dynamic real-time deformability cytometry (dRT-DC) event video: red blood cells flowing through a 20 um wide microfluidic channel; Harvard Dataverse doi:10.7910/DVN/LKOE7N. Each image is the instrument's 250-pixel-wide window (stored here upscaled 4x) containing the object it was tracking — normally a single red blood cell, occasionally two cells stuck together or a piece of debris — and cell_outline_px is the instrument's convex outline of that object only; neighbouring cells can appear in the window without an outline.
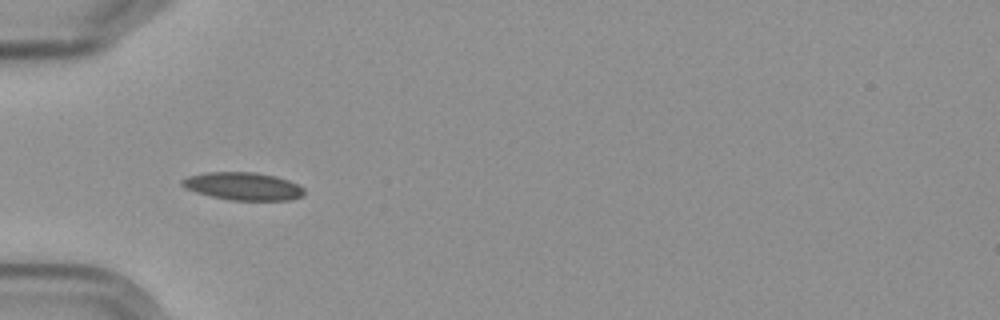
{"species": "Egyptian fruit bat (a non-hibernating species)", "species_latin": "Rousettus aegyptiacus", "temperature_condition": "cold", "stored_images_in_passage": 6, "camera_frame_rate_fps": 3000, "um_per_image_px": 0.085, "frame": {"image": 1, "passage_image": 5, "time_ms": 4.667, "image_size_px": [1000, 320], "cell_outline_px": [[304, 192], [300, 196], [292, 200], [232, 200], [212, 196], [196, 192], [184, 188], [180, 184], [180, 180], [188, 176], [208, 172], [256, 172], [276, 176], [288, 180], [304, 188]], "centroid_in_image_um": [20.64, 15.82], "position_along_channel_um": 64.4, "area_um2": 19.71}}
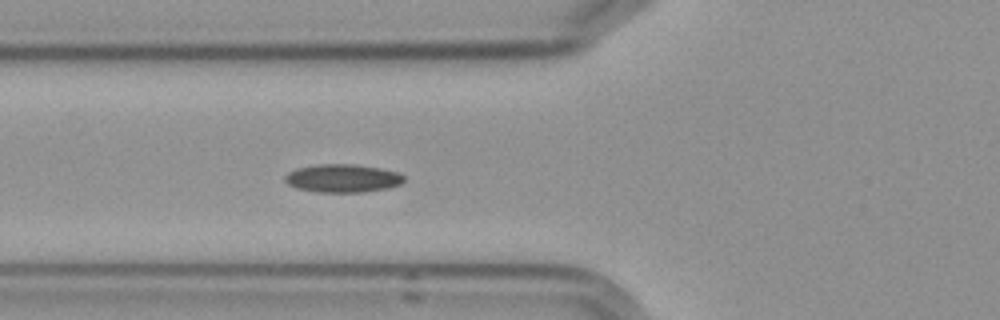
{"frame": {"image": 2, "passage_image": 6, "time_ms": 5.667, "image_size_px": [1000, 320], "cell_outline_px": [[404, 180], [400, 184], [388, 188], [364, 192], [316, 192], [296, 188], [288, 184], [284, 180], [284, 176], [288, 172], [296, 168], [316, 164], [356, 164], [380, 168], [400, 172], [404, 176]], "centroid_in_image_um": [29.11, 15.15], "position_along_channel_um": 96.7, "area_um2": 19.77}}